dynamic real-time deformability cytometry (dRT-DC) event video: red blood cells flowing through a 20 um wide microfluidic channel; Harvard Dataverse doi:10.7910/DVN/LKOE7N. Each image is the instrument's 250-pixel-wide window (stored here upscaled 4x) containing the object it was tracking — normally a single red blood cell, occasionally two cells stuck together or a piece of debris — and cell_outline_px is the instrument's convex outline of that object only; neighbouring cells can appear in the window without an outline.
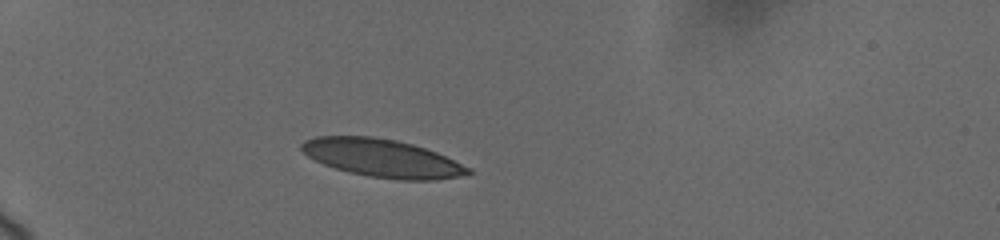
{"species": "human", "species_latin": "Homo sapiens", "temperature_condition": "cold", "stored_images_in_passage": 12, "camera_frame_rate_fps": 3000, "um_per_image_px": 0.085, "donor": {"sex": "female"}, "frame": {"image": 1, "passage_image": 1, "time_ms": 0.0, "image_size_px": [1000, 240], "cell_outline_px": [[472, 172], [456, 176], [436, 180], [400, 180], [368, 176], [348, 172], [324, 164], [308, 156], [300, 148], [300, 144], [304, 140], [316, 136], [372, 136], [396, 140], [412, 144], [436, 152], [472, 168]], "centroid_in_image_um": [32.47, 13.43], "position_along_channel_um": 52.5, "area_um2": 36.65}}
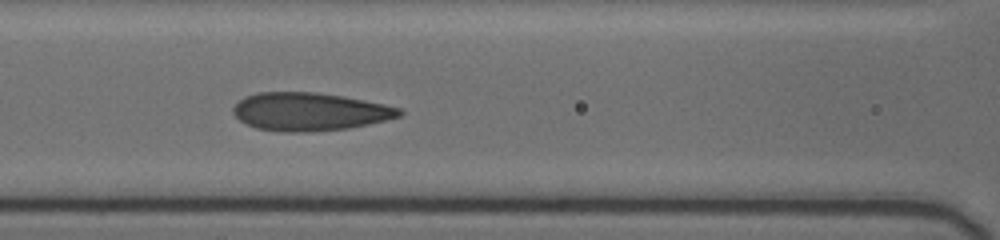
{"frame": {"image": 2, "passage_image": 9, "time_ms": 3.333, "image_size_px": [1000, 240], "cell_outline_px": [[404, 112], [400, 116], [368, 124], [348, 128], [308, 132], [280, 132], [256, 128], [240, 120], [232, 112], [232, 108], [244, 96], [260, 92], [312, 92], [340, 96], [384, 104], [400, 108]], "centroid_in_image_um": [26.29, 9.5], "position_along_channel_um": 140.3, "area_um2": 36.59}}
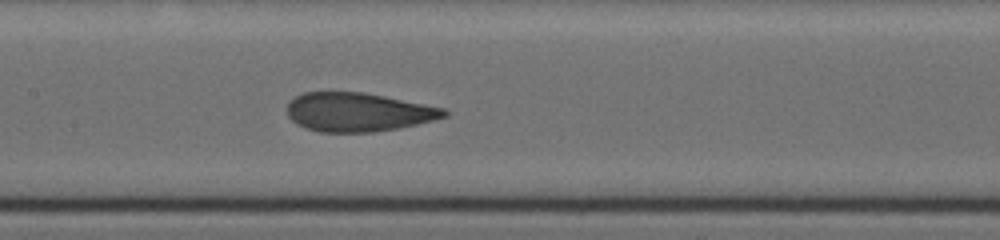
{"frame": {"image": 3, "passage_image": 12, "time_ms": 4.333, "image_size_px": [1000, 240], "cell_outline_px": [[448, 116], [400, 128], [372, 132], [320, 132], [304, 128], [296, 124], [288, 116], [288, 104], [296, 96], [304, 92], [364, 92], [444, 108], [448, 112]], "centroid_in_image_um": [30.43, 9.53], "position_along_channel_um": 177.0, "area_um2": 35.37}}